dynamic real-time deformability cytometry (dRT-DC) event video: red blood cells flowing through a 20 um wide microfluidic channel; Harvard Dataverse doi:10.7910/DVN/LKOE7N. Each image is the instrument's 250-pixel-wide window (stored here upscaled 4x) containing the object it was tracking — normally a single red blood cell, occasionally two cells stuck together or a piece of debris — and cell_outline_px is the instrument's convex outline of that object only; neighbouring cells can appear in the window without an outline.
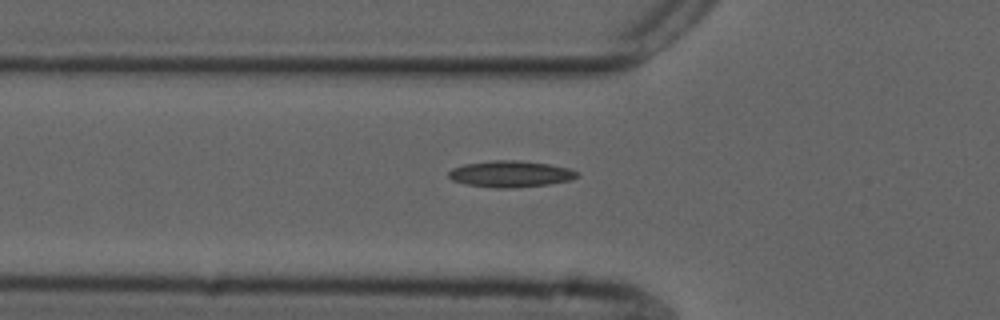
{"species": "common noctule bat (a hibernating species)", "species_latin": "Nyctalus noctula", "temperature_condition": "cold", "stored_images_in_passage": 35, "camera_frame_rate_fps": 3000, "um_per_image_px": 0.085, "animal": {"sex": "male", "forearm_length_mm": 52.5}, "frame": {"image": 1, "passage_image": 2, "time_ms": 0.333, "image_size_px": [1000, 320], "cell_outline_px": [[580, 176], [568, 180], [548, 184], [512, 188], [496, 188], [468, 184], [452, 180], [448, 176], [448, 172], [452, 168], [464, 164], [492, 160], [516, 160], [548, 164], [568, 168], [580, 172]], "centroid_in_image_um": [43.39, 14.78], "position_along_channel_um": 82.4, "area_um2": 19.65}}
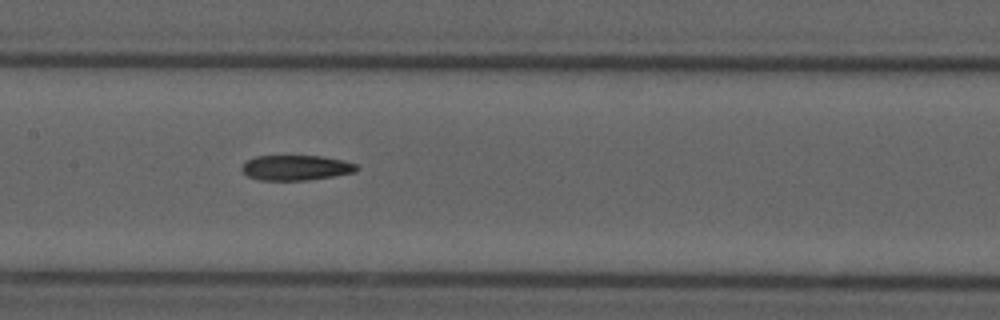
{"frame": {"image": 2, "passage_image": 10, "time_ms": 3.0, "image_size_px": [1000, 320], "cell_outline_px": [[360, 168], [356, 172], [308, 180], [260, 180], [248, 176], [240, 168], [248, 160], [256, 156], [320, 156], [344, 160], [356, 164]], "centroid_in_image_um": [25.19, 14.25], "position_along_channel_um": 182.2, "area_um2": 16.76}}
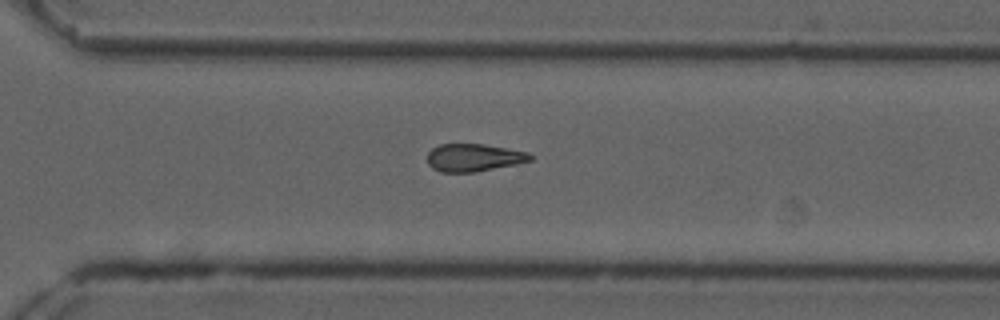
{"frame": {"image": 3, "passage_image": 22, "time_ms": 7.0, "image_size_px": [1000, 320], "cell_outline_px": [[532, 160], [516, 164], [476, 172], [440, 172], [432, 168], [428, 164], [428, 152], [432, 148], [440, 144], [484, 144], [528, 152], [532, 156]], "centroid_in_image_um": [40.25, 13.4], "position_along_channel_um": 330.3, "area_um2": 16.59}}